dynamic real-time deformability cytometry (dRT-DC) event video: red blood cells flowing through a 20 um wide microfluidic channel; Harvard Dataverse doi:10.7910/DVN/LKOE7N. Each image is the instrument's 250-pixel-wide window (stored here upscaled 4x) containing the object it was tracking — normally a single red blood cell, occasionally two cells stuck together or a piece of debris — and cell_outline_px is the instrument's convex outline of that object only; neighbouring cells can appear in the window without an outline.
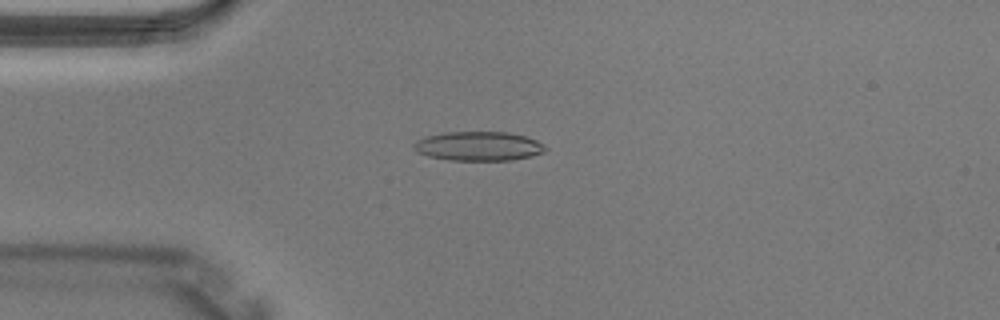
{"species": "Egyptian fruit bat (a non-hibernating species)", "species_latin": "Rousettus aegyptiacus", "temperature_condition": "warm", "stored_images_in_passage": 4, "camera_frame_rate_fps": 3000, "um_per_image_px": 0.085, "animal": {"sex": "male"}, "frame": {"image": 1, "passage_image": 3, "time_ms": 0.667, "image_size_px": [1000, 320], "cell_outline_px": [[548, 148], [544, 152], [532, 156], [512, 160], [448, 160], [428, 156], [416, 152], [412, 148], [412, 144], [416, 140], [424, 136], [444, 132], [508, 132], [524, 136], [536, 140], [544, 144]], "centroid_in_image_um": [40.64, 12.42], "position_along_channel_um": 44.4, "area_um2": 22.66}}
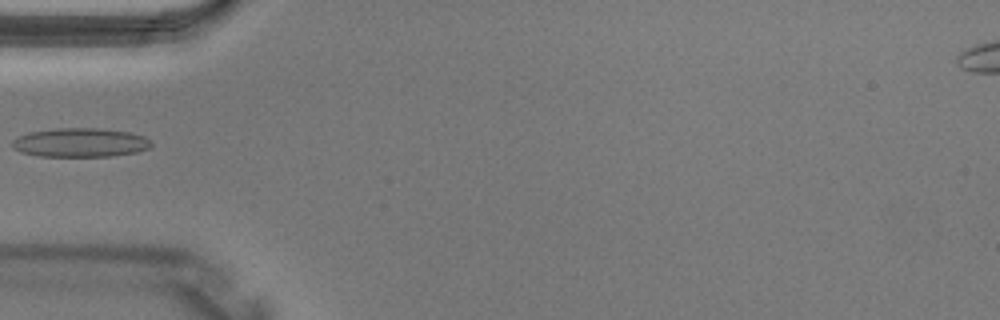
{"frame": {"image": 2, "passage_image": 4, "time_ms": 1.0, "image_size_px": [1000, 320], "cell_outline_px": [[152, 144], [148, 148], [136, 152], [112, 156], [40, 156], [20, 152], [12, 148], [12, 140], [20, 136], [32, 132], [56, 128], [100, 128], [132, 132], [144, 136]], "centroid_in_image_um": [6.83, 12.11], "position_along_channel_um": 78.2, "area_um2": 23.41}}